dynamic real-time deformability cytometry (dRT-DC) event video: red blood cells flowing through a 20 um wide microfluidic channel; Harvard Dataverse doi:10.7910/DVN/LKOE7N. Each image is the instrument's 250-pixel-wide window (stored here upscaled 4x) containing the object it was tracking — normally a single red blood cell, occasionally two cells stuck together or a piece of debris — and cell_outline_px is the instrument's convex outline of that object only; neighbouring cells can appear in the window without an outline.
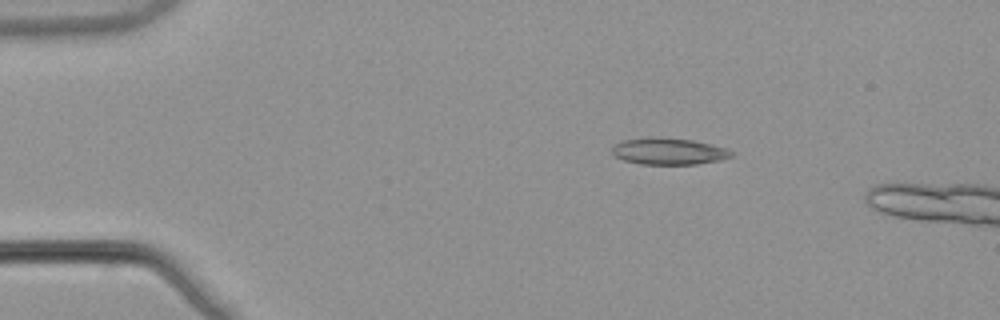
{"species": "common noctule bat (a hibernating species)", "species_latin": "Nyctalus noctula", "temperature_condition": "warm", "stored_images_in_passage": 8, "camera_frame_rate_fps": 3000, "um_per_image_px": 0.085, "animal": {"sex": "male", "body_mass_g": 21.5, "forearm_length_mm": 52.0}, "frame": {"image": 1, "passage_image": 1, "time_ms": 0.0, "image_size_px": [1000, 320], "cell_outline_px": [[736, 152], [732, 156], [720, 160], [696, 164], [640, 164], [624, 160], [616, 156], [612, 152], [612, 148], [616, 144], [624, 140], [692, 140], [712, 144], [728, 148]], "centroid_in_image_um": [56.95, 12.91], "position_along_channel_um": 28.0, "area_um2": 17.63}}